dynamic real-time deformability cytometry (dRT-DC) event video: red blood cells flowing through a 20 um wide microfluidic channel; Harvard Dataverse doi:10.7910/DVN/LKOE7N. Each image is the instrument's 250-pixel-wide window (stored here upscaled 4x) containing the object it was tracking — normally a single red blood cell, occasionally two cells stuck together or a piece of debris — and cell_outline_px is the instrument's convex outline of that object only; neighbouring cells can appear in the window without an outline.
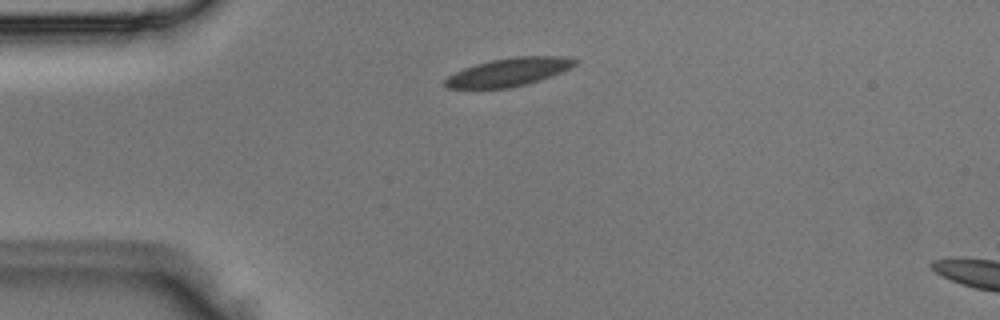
{"species": "Egyptian fruit bat (a non-hibernating species)", "species_latin": "Rousettus aegyptiacus", "temperature_condition": "room temperature", "stored_images_in_passage": 2, "segment_of_instrument_passage": [1, 2], "camera_frame_rate_fps": 3000, "um_per_image_px": 0.085, "animal": {"sex": "male"}, "frame": {"image": 1, "passage_image": 1, "time_ms": 0.0, "image_size_px": [1000, 320], "cell_outline_px": [[580, 60], [576, 64], [560, 72], [540, 80], [508, 88], [448, 88], [444, 84], [444, 80], [448, 76], [464, 68], [476, 64], [492, 60], [516, 56], [564, 56]], "centroid_in_image_um": [43.25, 6.11], "position_along_channel_um": 41.8, "area_um2": 21.04}}